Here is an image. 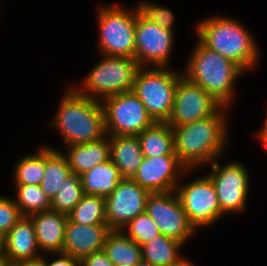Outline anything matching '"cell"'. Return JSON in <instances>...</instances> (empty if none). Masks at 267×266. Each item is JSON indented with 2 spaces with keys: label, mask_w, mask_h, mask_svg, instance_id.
I'll use <instances>...</instances> for the list:
<instances>
[{
  "label": "cell",
  "mask_w": 267,
  "mask_h": 266,
  "mask_svg": "<svg viewBox=\"0 0 267 266\" xmlns=\"http://www.w3.org/2000/svg\"><path fill=\"white\" fill-rule=\"evenodd\" d=\"M47 256H55V253H46L34 259L17 263L18 266H47Z\"/></svg>",
  "instance_id": "cell-35"
},
{
  "label": "cell",
  "mask_w": 267,
  "mask_h": 266,
  "mask_svg": "<svg viewBox=\"0 0 267 266\" xmlns=\"http://www.w3.org/2000/svg\"><path fill=\"white\" fill-rule=\"evenodd\" d=\"M182 68L183 75L201 86L224 107L235 102L236 83L246 72L232 60L206 47L197 37Z\"/></svg>",
  "instance_id": "cell-4"
},
{
  "label": "cell",
  "mask_w": 267,
  "mask_h": 266,
  "mask_svg": "<svg viewBox=\"0 0 267 266\" xmlns=\"http://www.w3.org/2000/svg\"><path fill=\"white\" fill-rule=\"evenodd\" d=\"M135 266H158V265H154V264H151L150 262H147V261H144L143 259L137 263Z\"/></svg>",
  "instance_id": "cell-38"
},
{
  "label": "cell",
  "mask_w": 267,
  "mask_h": 266,
  "mask_svg": "<svg viewBox=\"0 0 267 266\" xmlns=\"http://www.w3.org/2000/svg\"><path fill=\"white\" fill-rule=\"evenodd\" d=\"M221 107L201 86L182 74L178 79L173 111L167 123L170 126L193 123L214 115Z\"/></svg>",
  "instance_id": "cell-13"
},
{
  "label": "cell",
  "mask_w": 267,
  "mask_h": 266,
  "mask_svg": "<svg viewBox=\"0 0 267 266\" xmlns=\"http://www.w3.org/2000/svg\"><path fill=\"white\" fill-rule=\"evenodd\" d=\"M84 194L109 196L123 179L118 167L111 161L98 164L80 175Z\"/></svg>",
  "instance_id": "cell-22"
},
{
  "label": "cell",
  "mask_w": 267,
  "mask_h": 266,
  "mask_svg": "<svg viewBox=\"0 0 267 266\" xmlns=\"http://www.w3.org/2000/svg\"><path fill=\"white\" fill-rule=\"evenodd\" d=\"M101 103L106 135L137 136L155 122L133 91L108 96Z\"/></svg>",
  "instance_id": "cell-10"
},
{
  "label": "cell",
  "mask_w": 267,
  "mask_h": 266,
  "mask_svg": "<svg viewBox=\"0 0 267 266\" xmlns=\"http://www.w3.org/2000/svg\"><path fill=\"white\" fill-rule=\"evenodd\" d=\"M29 217L33 221L40 252L62 253L68 215L50 209Z\"/></svg>",
  "instance_id": "cell-17"
},
{
  "label": "cell",
  "mask_w": 267,
  "mask_h": 266,
  "mask_svg": "<svg viewBox=\"0 0 267 266\" xmlns=\"http://www.w3.org/2000/svg\"><path fill=\"white\" fill-rule=\"evenodd\" d=\"M45 171V143L38 146L34 153L19 158L13 168L14 184L40 185Z\"/></svg>",
  "instance_id": "cell-26"
},
{
  "label": "cell",
  "mask_w": 267,
  "mask_h": 266,
  "mask_svg": "<svg viewBox=\"0 0 267 266\" xmlns=\"http://www.w3.org/2000/svg\"><path fill=\"white\" fill-rule=\"evenodd\" d=\"M67 215L68 219L74 223L86 225L107 224L105 197L84 194Z\"/></svg>",
  "instance_id": "cell-27"
},
{
  "label": "cell",
  "mask_w": 267,
  "mask_h": 266,
  "mask_svg": "<svg viewBox=\"0 0 267 266\" xmlns=\"http://www.w3.org/2000/svg\"><path fill=\"white\" fill-rule=\"evenodd\" d=\"M220 157L207 165L206 174L211 178L222 213L226 216L247 210L250 194L249 170L242 161L219 163Z\"/></svg>",
  "instance_id": "cell-9"
},
{
  "label": "cell",
  "mask_w": 267,
  "mask_h": 266,
  "mask_svg": "<svg viewBox=\"0 0 267 266\" xmlns=\"http://www.w3.org/2000/svg\"><path fill=\"white\" fill-rule=\"evenodd\" d=\"M23 217L20 208L10 196L0 195V230L7 234Z\"/></svg>",
  "instance_id": "cell-32"
},
{
  "label": "cell",
  "mask_w": 267,
  "mask_h": 266,
  "mask_svg": "<svg viewBox=\"0 0 267 266\" xmlns=\"http://www.w3.org/2000/svg\"><path fill=\"white\" fill-rule=\"evenodd\" d=\"M133 8L117 2L97 6L96 48L100 54L134 58L136 16L139 11L137 6Z\"/></svg>",
  "instance_id": "cell-5"
},
{
  "label": "cell",
  "mask_w": 267,
  "mask_h": 266,
  "mask_svg": "<svg viewBox=\"0 0 267 266\" xmlns=\"http://www.w3.org/2000/svg\"><path fill=\"white\" fill-rule=\"evenodd\" d=\"M175 33L144 18L139 12L135 26V56L139 67H170Z\"/></svg>",
  "instance_id": "cell-11"
},
{
  "label": "cell",
  "mask_w": 267,
  "mask_h": 266,
  "mask_svg": "<svg viewBox=\"0 0 267 266\" xmlns=\"http://www.w3.org/2000/svg\"><path fill=\"white\" fill-rule=\"evenodd\" d=\"M150 194L132 179H122L114 191L105 197L107 225L112 230H121L132 219L145 212Z\"/></svg>",
  "instance_id": "cell-14"
},
{
  "label": "cell",
  "mask_w": 267,
  "mask_h": 266,
  "mask_svg": "<svg viewBox=\"0 0 267 266\" xmlns=\"http://www.w3.org/2000/svg\"><path fill=\"white\" fill-rule=\"evenodd\" d=\"M229 109L222 106L214 115L193 123L171 126L174 152L187 169L207 167L218 157L224 158L229 144Z\"/></svg>",
  "instance_id": "cell-1"
},
{
  "label": "cell",
  "mask_w": 267,
  "mask_h": 266,
  "mask_svg": "<svg viewBox=\"0 0 267 266\" xmlns=\"http://www.w3.org/2000/svg\"><path fill=\"white\" fill-rule=\"evenodd\" d=\"M8 264V260L4 256H0V266H7Z\"/></svg>",
  "instance_id": "cell-39"
},
{
  "label": "cell",
  "mask_w": 267,
  "mask_h": 266,
  "mask_svg": "<svg viewBox=\"0 0 267 266\" xmlns=\"http://www.w3.org/2000/svg\"><path fill=\"white\" fill-rule=\"evenodd\" d=\"M41 255L33 221L23 216L5 236L4 257L9 263L17 264Z\"/></svg>",
  "instance_id": "cell-18"
},
{
  "label": "cell",
  "mask_w": 267,
  "mask_h": 266,
  "mask_svg": "<svg viewBox=\"0 0 267 266\" xmlns=\"http://www.w3.org/2000/svg\"><path fill=\"white\" fill-rule=\"evenodd\" d=\"M100 59L78 83H69L78 93L102 101L108 96L132 91L134 77L139 68L134 58L106 56Z\"/></svg>",
  "instance_id": "cell-6"
},
{
  "label": "cell",
  "mask_w": 267,
  "mask_h": 266,
  "mask_svg": "<svg viewBox=\"0 0 267 266\" xmlns=\"http://www.w3.org/2000/svg\"><path fill=\"white\" fill-rule=\"evenodd\" d=\"M80 266H115L110 259L107 257L106 253L101 250L94 252L89 256L84 257L80 261Z\"/></svg>",
  "instance_id": "cell-33"
},
{
  "label": "cell",
  "mask_w": 267,
  "mask_h": 266,
  "mask_svg": "<svg viewBox=\"0 0 267 266\" xmlns=\"http://www.w3.org/2000/svg\"><path fill=\"white\" fill-rule=\"evenodd\" d=\"M15 204L20 208L23 216L51 209V200L40 185L13 184Z\"/></svg>",
  "instance_id": "cell-28"
},
{
  "label": "cell",
  "mask_w": 267,
  "mask_h": 266,
  "mask_svg": "<svg viewBox=\"0 0 267 266\" xmlns=\"http://www.w3.org/2000/svg\"><path fill=\"white\" fill-rule=\"evenodd\" d=\"M142 155L146 157L176 155L174 133L167 122H154L137 135Z\"/></svg>",
  "instance_id": "cell-24"
},
{
  "label": "cell",
  "mask_w": 267,
  "mask_h": 266,
  "mask_svg": "<svg viewBox=\"0 0 267 266\" xmlns=\"http://www.w3.org/2000/svg\"><path fill=\"white\" fill-rule=\"evenodd\" d=\"M196 171L197 169H187L178 182L175 192L191 225L197 232L198 230L200 232V229H209L208 226L216 225L215 223L226 216L221 211L211 178L207 174L193 179L189 178Z\"/></svg>",
  "instance_id": "cell-8"
},
{
  "label": "cell",
  "mask_w": 267,
  "mask_h": 266,
  "mask_svg": "<svg viewBox=\"0 0 267 266\" xmlns=\"http://www.w3.org/2000/svg\"><path fill=\"white\" fill-rule=\"evenodd\" d=\"M63 147L64 149L61 151L66 156L72 173L79 176L98 164L110 160L109 135L95 142Z\"/></svg>",
  "instance_id": "cell-19"
},
{
  "label": "cell",
  "mask_w": 267,
  "mask_h": 266,
  "mask_svg": "<svg viewBox=\"0 0 267 266\" xmlns=\"http://www.w3.org/2000/svg\"><path fill=\"white\" fill-rule=\"evenodd\" d=\"M71 174L68 160L62 151L57 147L45 144V171L40 187L50 200L57 194L60 186Z\"/></svg>",
  "instance_id": "cell-23"
},
{
  "label": "cell",
  "mask_w": 267,
  "mask_h": 266,
  "mask_svg": "<svg viewBox=\"0 0 267 266\" xmlns=\"http://www.w3.org/2000/svg\"><path fill=\"white\" fill-rule=\"evenodd\" d=\"M65 88L48 127L58 131L65 146L95 142L105 137L101 101L81 95L69 84Z\"/></svg>",
  "instance_id": "cell-3"
},
{
  "label": "cell",
  "mask_w": 267,
  "mask_h": 266,
  "mask_svg": "<svg viewBox=\"0 0 267 266\" xmlns=\"http://www.w3.org/2000/svg\"><path fill=\"white\" fill-rule=\"evenodd\" d=\"M109 142L110 160L123 179H132L144 157L137 136L109 135Z\"/></svg>",
  "instance_id": "cell-21"
},
{
  "label": "cell",
  "mask_w": 267,
  "mask_h": 266,
  "mask_svg": "<svg viewBox=\"0 0 267 266\" xmlns=\"http://www.w3.org/2000/svg\"><path fill=\"white\" fill-rule=\"evenodd\" d=\"M54 260H48L47 257V266H80V260L72 257L71 255L65 253H55Z\"/></svg>",
  "instance_id": "cell-34"
},
{
  "label": "cell",
  "mask_w": 267,
  "mask_h": 266,
  "mask_svg": "<svg viewBox=\"0 0 267 266\" xmlns=\"http://www.w3.org/2000/svg\"><path fill=\"white\" fill-rule=\"evenodd\" d=\"M186 170L177 155L144 156L132 180L150 193H166L175 191Z\"/></svg>",
  "instance_id": "cell-15"
},
{
  "label": "cell",
  "mask_w": 267,
  "mask_h": 266,
  "mask_svg": "<svg viewBox=\"0 0 267 266\" xmlns=\"http://www.w3.org/2000/svg\"><path fill=\"white\" fill-rule=\"evenodd\" d=\"M184 247L182 242L159 234L141 246L142 259L158 266H194L182 254Z\"/></svg>",
  "instance_id": "cell-20"
},
{
  "label": "cell",
  "mask_w": 267,
  "mask_h": 266,
  "mask_svg": "<svg viewBox=\"0 0 267 266\" xmlns=\"http://www.w3.org/2000/svg\"><path fill=\"white\" fill-rule=\"evenodd\" d=\"M103 251L115 266H135L142 260L141 246L121 230H112L108 234Z\"/></svg>",
  "instance_id": "cell-25"
},
{
  "label": "cell",
  "mask_w": 267,
  "mask_h": 266,
  "mask_svg": "<svg viewBox=\"0 0 267 266\" xmlns=\"http://www.w3.org/2000/svg\"><path fill=\"white\" fill-rule=\"evenodd\" d=\"M121 231L140 246L161 234L154 220L146 212L132 219Z\"/></svg>",
  "instance_id": "cell-30"
},
{
  "label": "cell",
  "mask_w": 267,
  "mask_h": 266,
  "mask_svg": "<svg viewBox=\"0 0 267 266\" xmlns=\"http://www.w3.org/2000/svg\"><path fill=\"white\" fill-rule=\"evenodd\" d=\"M84 196L81 178L72 173L51 200V210L68 214Z\"/></svg>",
  "instance_id": "cell-29"
},
{
  "label": "cell",
  "mask_w": 267,
  "mask_h": 266,
  "mask_svg": "<svg viewBox=\"0 0 267 266\" xmlns=\"http://www.w3.org/2000/svg\"><path fill=\"white\" fill-rule=\"evenodd\" d=\"M139 13L147 20L171 31H175V14L170 8H166L157 2L140 0L136 3Z\"/></svg>",
  "instance_id": "cell-31"
},
{
  "label": "cell",
  "mask_w": 267,
  "mask_h": 266,
  "mask_svg": "<svg viewBox=\"0 0 267 266\" xmlns=\"http://www.w3.org/2000/svg\"><path fill=\"white\" fill-rule=\"evenodd\" d=\"M254 136L256 137V139H258L257 141L259 142V144L263 146V149L267 151V115L263 121L262 126L258 129V131L256 130Z\"/></svg>",
  "instance_id": "cell-36"
},
{
  "label": "cell",
  "mask_w": 267,
  "mask_h": 266,
  "mask_svg": "<svg viewBox=\"0 0 267 266\" xmlns=\"http://www.w3.org/2000/svg\"><path fill=\"white\" fill-rule=\"evenodd\" d=\"M145 212L154 220L160 233L187 244L198 233L191 225L175 191L151 193Z\"/></svg>",
  "instance_id": "cell-12"
},
{
  "label": "cell",
  "mask_w": 267,
  "mask_h": 266,
  "mask_svg": "<svg viewBox=\"0 0 267 266\" xmlns=\"http://www.w3.org/2000/svg\"><path fill=\"white\" fill-rule=\"evenodd\" d=\"M171 67H139L132 91L155 122H167L171 117L175 89L182 70Z\"/></svg>",
  "instance_id": "cell-7"
},
{
  "label": "cell",
  "mask_w": 267,
  "mask_h": 266,
  "mask_svg": "<svg viewBox=\"0 0 267 266\" xmlns=\"http://www.w3.org/2000/svg\"><path fill=\"white\" fill-rule=\"evenodd\" d=\"M193 31L206 47L232 60L246 73L253 71L260 63L262 53L257 39L234 16H206L195 23Z\"/></svg>",
  "instance_id": "cell-2"
},
{
  "label": "cell",
  "mask_w": 267,
  "mask_h": 266,
  "mask_svg": "<svg viewBox=\"0 0 267 266\" xmlns=\"http://www.w3.org/2000/svg\"><path fill=\"white\" fill-rule=\"evenodd\" d=\"M5 236L1 230H0V256H4L5 252Z\"/></svg>",
  "instance_id": "cell-37"
},
{
  "label": "cell",
  "mask_w": 267,
  "mask_h": 266,
  "mask_svg": "<svg viewBox=\"0 0 267 266\" xmlns=\"http://www.w3.org/2000/svg\"><path fill=\"white\" fill-rule=\"evenodd\" d=\"M7 266H18V265L9 263Z\"/></svg>",
  "instance_id": "cell-40"
},
{
  "label": "cell",
  "mask_w": 267,
  "mask_h": 266,
  "mask_svg": "<svg viewBox=\"0 0 267 266\" xmlns=\"http://www.w3.org/2000/svg\"><path fill=\"white\" fill-rule=\"evenodd\" d=\"M111 231L107 224L86 225L68 219L62 253L81 261L84 257L103 250Z\"/></svg>",
  "instance_id": "cell-16"
}]
</instances>
